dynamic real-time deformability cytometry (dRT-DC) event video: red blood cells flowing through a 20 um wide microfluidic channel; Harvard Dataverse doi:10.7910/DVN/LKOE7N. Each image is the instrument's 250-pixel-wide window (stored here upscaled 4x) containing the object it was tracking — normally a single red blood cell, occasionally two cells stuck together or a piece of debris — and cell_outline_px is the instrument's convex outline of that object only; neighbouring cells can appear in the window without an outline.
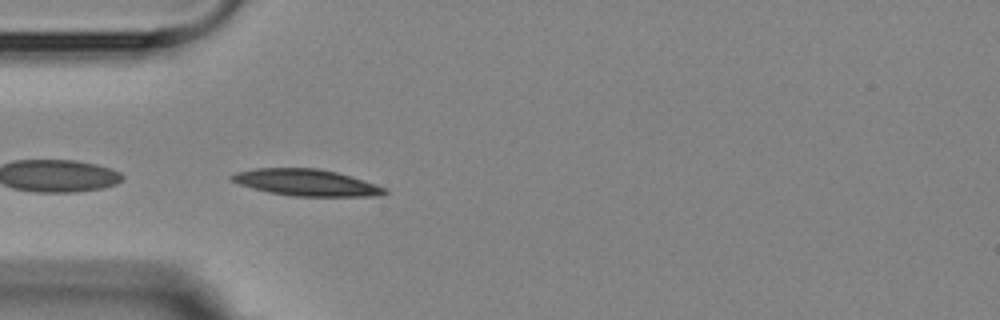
{"species": "Egyptian fruit bat (a non-hibernating species)", "species_latin": "Rousettus aegyptiacus", "temperature_condition": "room temperature", "stored_images_in_passage": 5, "camera_frame_rate_fps": 3000, "um_per_image_px": 0.085, "animal": {"sex": "female"}, "frame": {"image": 1, "passage_image": 5, "time_ms": 4.667, "image_size_px": [1000, 320], "cell_outline_px": [[388, 192], [380, 196], [292, 196], [268, 192], [252, 188], [240, 184], [232, 180], [228, 176], [236, 172], [256, 168], [320, 168], [352, 176], [388, 188]], "centroid_in_image_um": [26.07, 15.51], "position_along_channel_um": 58.9, "area_um2": 23.81}}